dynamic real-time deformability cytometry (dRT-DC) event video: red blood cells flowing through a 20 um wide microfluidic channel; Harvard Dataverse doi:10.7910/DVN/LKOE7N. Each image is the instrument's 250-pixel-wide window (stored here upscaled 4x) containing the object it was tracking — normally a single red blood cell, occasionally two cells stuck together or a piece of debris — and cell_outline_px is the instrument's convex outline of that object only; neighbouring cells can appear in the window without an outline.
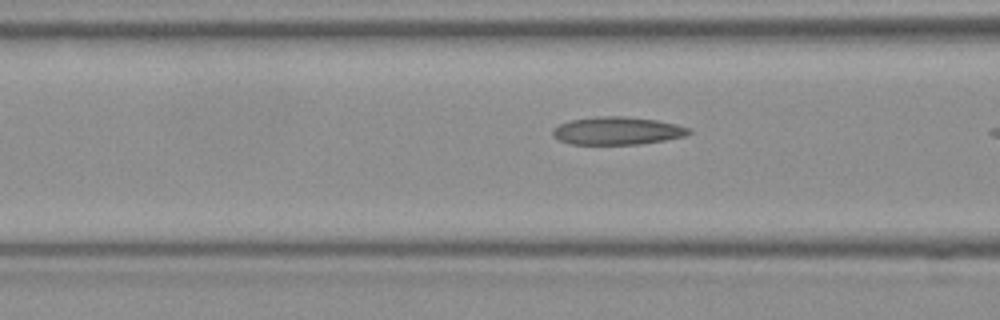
{"species": "Egyptian fruit bat (a non-hibernating species)", "species_latin": "Rousettus aegyptiacus", "temperature_condition": "room temperature", "stored_images_in_passage": 13, "camera_frame_rate_fps": 3000, "um_per_image_px": 0.085, "frame": {"image": 1, "passage_image": 11, "time_ms": 3.333, "image_size_px": [1000, 320], "cell_outline_px": [[692, 132], [684, 136], [664, 140], [640, 144], [572, 144], [560, 140], [552, 136], [552, 128], [560, 124], [572, 120], [596, 116], [624, 116], [656, 120], [676, 124], [692, 128]], "centroid_in_image_um": [52.47, 11.11], "position_along_channel_um": 114.1, "area_um2": 22.08}}